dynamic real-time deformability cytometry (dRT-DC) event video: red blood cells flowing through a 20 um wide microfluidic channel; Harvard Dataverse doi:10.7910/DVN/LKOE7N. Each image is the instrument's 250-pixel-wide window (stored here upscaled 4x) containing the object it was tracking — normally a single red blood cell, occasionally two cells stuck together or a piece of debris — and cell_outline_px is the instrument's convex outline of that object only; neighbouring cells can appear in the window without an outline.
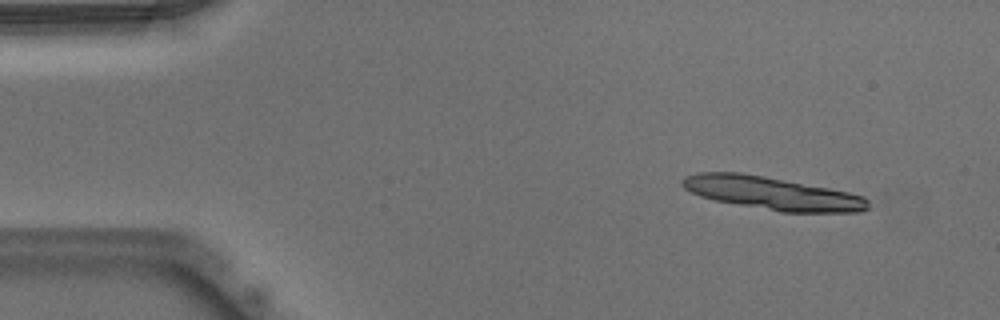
{"species": "Egyptian fruit bat (a non-hibernating species)", "species_latin": "Rousettus aegyptiacus", "temperature_condition": "warm", "stored_images_in_passage": 14, "camera_frame_rate_fps": 3000, "um_per_image_px": 0.085, "animal": {"sex": "male"}, "frame": {"image": 1, "passage_image": 5, "time_ms": 1.333, "image_size_px": [1000, 320], "cell_outline_px": [[868, 208], [860, 212], [780, 212], [716, 200], [700, 196], [684, 188], [680, 184], [680, 180], [684, 176], [696, 172], [740, 172], [764, 176], [828, 188], [848, 192], [864, 196], [868, 200]], "centroid_in_image_um": [65.6, 16.42], "position_along_channel_um": 19.4, "area_um2": 35.55}}